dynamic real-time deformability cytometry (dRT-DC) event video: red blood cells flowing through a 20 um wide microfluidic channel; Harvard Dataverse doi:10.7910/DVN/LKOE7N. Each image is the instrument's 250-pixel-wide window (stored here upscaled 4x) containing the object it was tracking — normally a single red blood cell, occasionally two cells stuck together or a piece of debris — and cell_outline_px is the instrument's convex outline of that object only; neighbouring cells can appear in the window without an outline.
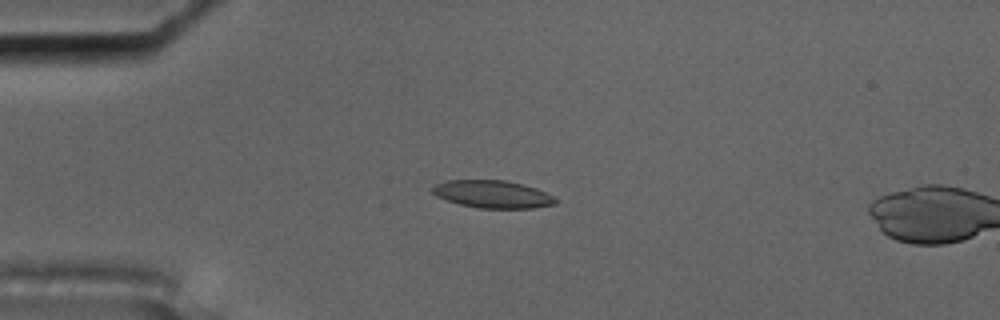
{"species": "common noctule bat (a hibernating species)", "species_latin": "Nyctalus noctula", "temperature_condition": "cold", "stored_images_in_passage": 17, "camera_frame_rate_fps": 3000, "um_per_image_px": 0.085, "animal": {"sex": "male", "body_mass_g": 17.5, "forearm_length_mm": 52.3}, "frame": {"image": 1, "passage_image": 15, "time_ms": 4.667, "image_size_px": [1000, 320], "cell_outline_px": [[560, 200], [556, 204], [532, 208], [480, 208], [460, 204], [436, 196], [432, 192], [432, 184], [448, 180], [504, 180], [536, 188]], "centroid_in_image_um": [41.86, 16.5], "position_along_channel_um": 43.1, "area_um2": 19.71}}